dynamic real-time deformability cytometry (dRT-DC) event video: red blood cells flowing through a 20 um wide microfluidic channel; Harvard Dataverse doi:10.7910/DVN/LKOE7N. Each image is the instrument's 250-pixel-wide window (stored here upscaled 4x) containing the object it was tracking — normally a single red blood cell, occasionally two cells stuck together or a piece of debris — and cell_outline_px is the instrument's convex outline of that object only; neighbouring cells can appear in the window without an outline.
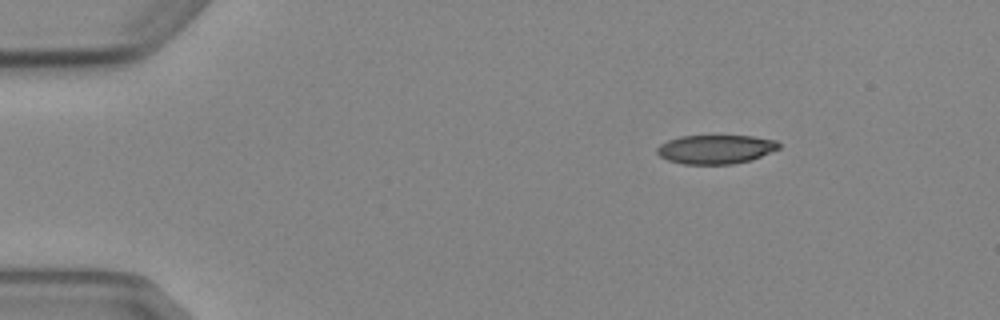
{"species": "Egyptian fruit bat (a non-hibernating species)", "species_latin": "Rousettus aegyptiacus", "temperature_condition": "cold", "stored_images_in_passage": 4, "camera_frame_rate_fps": 3000, "um_per_image_px": 0.085, "animal": {"sex": "female"}, "frame": {"image": 1, "passage_image": 1, "time_ms": 0.0, "image_size_px": [1000, 320], "cell_outline_px": [[780, 148], [752, 160], [732, 164], [684, 164], [668, 160], [660, 156], [656, 152], [656, 148], [660, 144], [668, 140], [680, 136], [752, 136], [776, 140], [780, 144]], "centroid_in_image_um": [60.83, 12.69], "position_along_channel_um": 24.2, "area_um2": 20.58}}
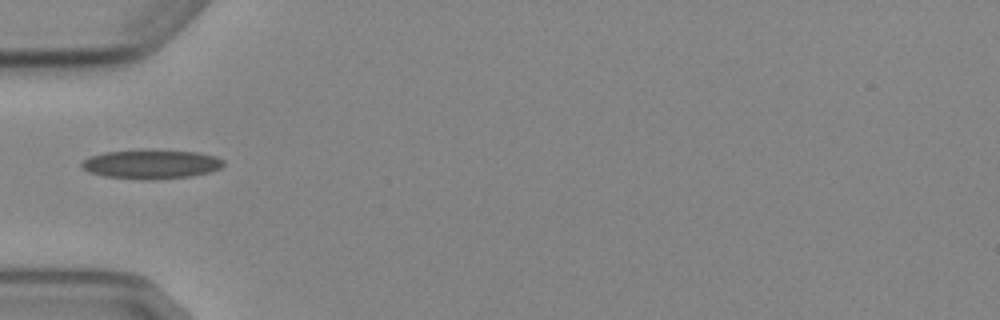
{"frame": {"image": 2, "passage_image": 4, "time_ms": 3.333, "image_size_px": [1000, 320], "cell_outline_px": [[224, 164], [220, 168], [208, 172], [188, 176], [156, 180], [140, 180], [104, 176], [88, 172], [80, 164], [84, 160], [92, 156], [104, 152], [196, 152], [216, 156], [224, 160]], "centroid_in_image_um": [12.86, 14.0], "position_along_channel_um": 72.1, "area_um2": 23.18}}